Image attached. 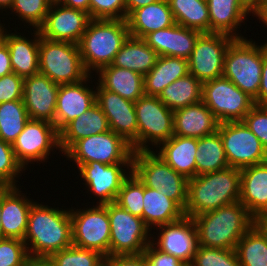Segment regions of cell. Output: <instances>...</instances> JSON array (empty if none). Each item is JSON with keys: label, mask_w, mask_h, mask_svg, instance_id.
<instances>
[{"label": "cell", "mask_w": 267, "mask_h": 266, "mask_svg": "<svg viewBox=\"0 0 267 266\" xmlns=\"http://www.w3.org/2000/svg\"><path fill=\"white\" fill-rule=\"evenodd\" d=\"M218 132L230 167L243 169L267 161V151L243 121L220 123Z\"/></svg>", "instance_id": "13"}, {"label": "cell", "mask_w": 267, "mask_h": 266, "mask_svg": "<svg viewBox=\"0 0 267 266\" xmlns=\"http://www.w3.org/2000/svg\"><path fill=\"white\" fill-rule=\"evenodd\" d=\"M107 211L111 229L109 257L144 253L153 235L144 220L115 202L107 204Z\"/></svg>", "instance_id": "8"}, {"label": "cell", "mask_w": 267, "mask_h": 266, "mask_svg": "<svg viewBox=\"0 0 267 266\" xmlns=\"http://www.w3.org/2000/svg\"><path fill=\"white\" fill-rule=\"evenodd\" d=\"M52 266H103L105 257L91 249L71 245L53 253L48 259Z\"/></svg>", "instance_id": "40"}, {"label": "cell", "mask_w": 267, "mask_h": 266, "mask_svg": "<svg viewBox=\"0 0 267 266\" xmlns=\"http://www.w3.org/2000/svg\"><path fill=\"white\" fill-rule=\"evenodd\" d=\"M26 266H52L47 259H31Z\"/></svg>", "instance_id": "57"}, {"label": "cell", "mask_w": 267, "mask_h": 266, "mask_svg": "<svg viewBox=\"0 0 267 266\" xmlns=\"http://www.w3.org/2000/svg\"><path fill=\"white\" fill-rule=\"evenodd\" d=\"M12 65L10 60V52L6 42L0 41V77L12 73Z\"/></svg>", "instance_id": "52"}, {"label": "cell", "mask_w": 267, "mask_h": 266, "mask_svg": "<svg viewBox=\"0 0 267 266\" xmlns=\"http://www.w3.org/2000/svg\"><path fill=\"white\" fill-rule=\"evenodd\" d=\"M23 171L25 169L16 159L12 145L0 139V183L5 187H17V179Z\"/></svg>", "instance_id": "44"}, {"label": "cell", "mask_w": 267, "mask_h": 266, "mask_svg": "<svg viewBox=\"0 0 267 266\" xmlns=\"http://www.w3.org/2000/svg\"><path fill=\"white\" fill-rule=\"evenodd\" d=\"M153 230H159L157 238H151V243L158 250L173 255L184 264H191L198 247V233L192 217L184 216L176 222L157 226Z\"/></svg>", "instance_id": "18"}, {"label": "cell", "mask_w": 267, "mask_h": 266, "mask_svg": "<svg viewBox=\"0 0 267 266\" xmlns=\"http://www.w3.org/2000/svg\"><path fill=\"white\" fill-rule=\"evenodd\" d=\"M17 187L2 189L1 226L3 238L24 240L30 208L34 200L29 199Z\"/></svg>", "instance_id": "22"}, {"label": "cell", "mask_w": 267, "mask_h": 266, "mask_svg": "<svg viewBox=\"0 0 267 266\" xmlns=\"http://www.w3.org/2000/svg\"><path fill=\"white\" fill-rule=\"evenodd\" d=\"M105 264L106 266H149L144 253L107 257Z\"/></svg>", "instance_id": "50"}, {"label": "cell", "mask_w": 267, "mask_h": 266, "mask_svg": "<svg viewBox=\"0 0 267 266\" xmlns=\"http://www.w3.org/2000/svg\"><path fill=\"white\" fill-rule=\"evenodd\" d=\"M23 241L31 259H48L53 253L70 247L73 244L70 209L52 208L35 201Z\"/></svg>", "instance_id": "1"}, {"label": "cell", "mask_w": 267, "mask_h": 266, "mask_svg": "<svg viewBox=\"0 0 267 266\" xmlns=\"http://www.w3.org/2000/svg\"><path fill=\"white\" fill-rule=\"evenodd\" d=\"M54 0H13L10 7L19 20L38 29L44 22Z\"/></svg>", "instance_id": "42"}, {"label": "cell", "mask_w": 267, "mask_h": 266, "mask_svg": "<svg viewBox=\"0 0 267 266\" xmlns=\"http://www.w3.org/2000/svg\"><path fill=\"white\" fill-rule=\"evenodd\" d=\"M242 121L267 151V106L255 105Z\"/></svg>", "instance_id": "47"}, {"label": "cell", "mask_w": 267, "mask_h": 266, "mask_svg": "<svg viewBox=\"0 0 267 266\" xmlns=\"http://www.w3.org/2000/svg\"><path fill=\"white\" fill-rule=\"evenodd\" d=\"M188 73V59L158 56L155 66L144 76V93L158 97L165 87Z\"/></svg>", "instance_id": "32"}, {"label": "cell", "mask_w": 267, "mask_h": 266, "mask_svg": "<svg viewBox=\"0 0 267 266\" xmlns=\"http://www.w3.org/2000/svg\"><path fill=\"white\" fill-rule=\"evenodd\" d=\"M158 0H125L126 19L136 9L155 3Z\"/></svg>", "instance_id": "54"}, {"label": "cell", "mask_w": 267, "mask_h": 266, "mask_svg": "<svg viewBox=\"0 0 267 266\" xmlns=\"http://www.w3.org/2000/svg\"><path fill=\"white\" fill-rule=\"evenodd\" d=\"M191 266H241L235 249L197 247Z\"/></svg>", "instance_id": "43"}, {"label": "cell", "mask_w": 267, "mask_h": 266, "mask_svg": "<svg viewBox=\"0 0 267 266\" xmlns=\"http://www.w3.org/2000/svg\"><path fill=\"white\" fill-rule=\"evenodd\" d=\"M234 39L222 33H201L188 58L189 73L202 84L223 76L225 53Z\"/></svg>", "instance_id": "15"}, {"label": "cell", "mask_w": 267, "mask_h": 266, "mask_svg": "<svg viewBox=\"0 0 267 266\" xmlns=\"http://www.w3.org/2000/svg\"><path fill=\"white\" fill-rule=\"evenodd\" d=\"M90 20L87 12L54 0L38 31L41 37L49 40L79 44Z\"/></svg>", "instance_id": "19"}, {"label": "cell", "mask_w": 267, "mask_h": 266, "mask_svg": "<svg viewBox=\"0 0 267 266\" xmlns=\"http://www.w3.org/2000/svg\"><path fill=\"white\" fill-rule=\"evenodd\" d=\"M73 245L109 257L110 222L107 204L82 209L70 208Z\"/></svg>", "instance_id": "12"}, {"label": "cell", "mask_w": 267, "mask_h": 266, "mask_svg": "<svg viewBox=\"0 0 267 266\" xmlns=\"http://www.w3.org/2000/svg\"><path fill=\"white\" fill-rule=\"evenodd\" d=\"M130 36L144 38L154 31L169 28L175 24L172 11L167 0L134 10L126 19Z\"/></svg>", "instance_id": "27"}, {"label": "cell", "mask_w": 267, "mask_h": 266, "mask_svg": "<svg viewBox=\"0 0 267 266\" xmlns=\"http://www.w3.org/2000/svg\"><path fill=\"white\" fill-rule=\"evenodd\" d=\"M133 149L123 137L109 130L74 142L64 153L67 160L74 161L76 168L88 162L106 165L132 163Z\"/></svg>", "instance_id": "9"}, {"label": "cell", "mask_w": 267, "mask_h": 266, "mask_svg": "<svg viewBox=\"0 0 267 266\" xmlns=\"http://www.w3.org/2000/svg\"><path fill=\"white\" fill-rule=\"evenodd\" d=\"M158 97L170 110L187 107L202 101V83L188 73L165 87Z\"/></svg>", "instance_id": "35"}, {"label": "cell", "mask_w": 267, "mask_h": 266, "mask_svg": "<svg viewBox=\"0 0 267 266\" xmlns=\"http://www.w3.org/2000/svg\"><path fill=\"white\" fill-rule=\"evenodd\" d=\"M134 106L138 124L137 151H153V146L157 148L174 135V112L159 97L144 95Z\"/></svg>", "instance_id": "10"}, {"label": "cell", "mask_w": 267, "mask_h": 266, "mask_svg": "<svg viewBox=\"0 0 267 266\" xmlns=\"http://www.w3.org/2000/svg\"><path fill=\"white\" fill-rule=\"evenodd\" d=\"M196 176L229 167L219 132L197 139Z\"/></svg>", "instance_id": "37"}, {"label": "cell", "mask_w": 267, "mask_h": 266, "mask_svg": "<svg viewBox=\"0 0 267 266\" xmlns=\"http://www.w3.org/2000/svg\"><path fill=\"white\" fill-rule=\"evenodd\" d=\"M209 17L210 33H222L234 38H245L238 31L247 16H251L238 0H206ZM244 21V22H243Z\"/></svg>", "instance_id": "30"}, {"label": "cell", "mask_w": 267, "mask_h": 266, "mask_svg": "<svg viewBox=\"0 0 267 266\" xmlns=\"http://www.w3.org/2000/svg\"><path fill=\"white\" fill-rule=\"evenodd\" d=\"M95 75H98L97 81L104 89L117 93L129 101L135 102L145 95L144 76L140 73L108 65Z\"/></svg>", "instance_id": "31"}, {"label": "cell", "mask_w": 267, "mask_h": 266, "mask_svg": "<svg viewBox=\"0 0 267 266\" xmlns=\"http://www.w3.org/2000/svg\"><path fill=\"white\" fill-rule=\"evenodd\" d=\"M1 210H2V190L0 191V218H1ZM3 238L1 219H0V239Z\"/></svg>", "instance_id": "60"}, {"label": "cell", "mask_w": 267, "mask_h": 266, "mask_svg": "<svg viewBox=\"0 0 267 266\" xmlns=\"http://www.w3.org/2000/svg\"><path fill=\"white\" fill-rule=\"evenodd\" d=\"M253 226L262 234L267 241V214H262L253 219Z\"/></svg>", "instance_id": "56"}, {"label": "cell", "mask_w": 267, "mask_h": 266, "mask_svg": "<svg viewBox=\"0 0 267 266\" xmlns=\"http://www.w3.org/2000/svg\"><path fill=\"white\" fill-rule=\"evenodd\" d=\"M253 217L239 201L193 217L198 245L235 249L237 242L253 226Z\"/></svg>", "instance_id": "3"}, {"label": "cell", "mask_w": 267, "mask_h": 266, "mask_svg": "<svg viewBox=\"0 0 267 266\" xmlns=\"http://www.w3.org/2000/svg\"><path fill=\"white\" fill-rule=\"evenodd\" d=\"M239 202L255 218L267 214V161L240 169Z\"/></svg>", "instance_id": "26"}, {"label": "cell", "mask_w": 267, "mask_h": 266, "mask_svg": "<svg viewBox=\"0 0 267 266\" xmlns=\"http://www.w3.org/2000/svg\"><path fill=\"white\" fill-rule=\"evenodd\" d=\"M55 1L59 2L60 4L66 7L82 10L89 14L90 0H55Z\"/></svg>", "instance_id": "53"}, {"label": "cell", "mask_w": 267, "mask_h": 266, "mask_svg": "<svg viewBox=\"0 0 267 266\" xmlns=\"http://www.w3.org/2000/svg\"><path fill=\"white\" fill-rule=\"evenodd\" d=\"M29 121L23 100L0 103V139L13 144Z\"/></svg>", "instance_id": "38"}, {"label": "cell", "mask_w": 267, "mask_h": 266, "mask_svg": "<svg viewBox=\"0 0 267 266\" xmlns=\"http://www.w3.org/2000/svg\"><path fill=\"white\" fill-rule=\"evenodd\" d=\"M245 38H235L224 57L223 76L254 99L258 105V92L263 66V43Z\"/></svg>", "instance_id": "5"}, {"label": "cell", "mask_w": 267, "mask_h": 266, "mask_svg": "<svg viewBox=\"0 0 267 266\" xmlns=\"http://www.w3.org/2000/svg\"><path fill=\"white\" fill-rule=\"evenodd\" d=\"M127 168V169H124ZM88 194L97 197L99 205L115 202L123 181L132 172V163L106 165L100 162H88L77 168ZM130 170V171H129Z\"/></svg>", "instance_id": "16"}, {"label": "cell", "mask_w": 267, "mask_h": 266, "mask_svg": "<svg viewBox=\"0 0 267 266\" xmlns=\"http://www.w3.org/2000/svg\"><path fill=\"white\" fill-rule=\"evenodd\" d=\"M132 172L148 188L174 200L183 210L187 203L188 179L177 173L155 151H135Z\"/></svg>", "instance_id": "6"}, {"label": "cell", "mask_w": 267, "mask_h": 266, "mask_svg": "<svg viewBox=\"0 0 267 266\" xmlns=\"http://www.w3.org/2000/svg\"><path fill=\"white\" fill-rule=\"evenodd\" d=\"M39 73L59 85L78 83L90 75L83 65L78 44L53 41L41 36Z\"/></svg>", "instance_id": "7"}, {"label": "cell", "mask_w": 267, "mask_h": 266, "mask_svg": "<svg viewBox=\"0 0 267 266\" xmlns=\"http://www.w3.org/2000/svg\"><path fill=\"white\" fill-rule=\"evenodd\" d=\"M30 260L23 240L16 238L0 239V266H26Z\"/></svg>", "instance_id": "45"}, {"label": "cell", "mask_w": 267, "mask_h": 266, "mask_svg": "<svg viewBox=\"0 0 267 266\" xmlns=\"http://www.w3.org/2000/svg\"><path fill=\"white\" fill-rule=\"evenodd\" d=\"M235 251L241 266H267V241L254 226L237 242Z\"/></svg>", "instance_id": "39"}, {"label": "cell", "mask_w": 267, "mask_h": 266, "mask_svg": "<svg viewBox=\"0 0 267 266\" xmlns=\"http://www.w3.org/2000/svg\"><path fill=\"white\" fill-rule=\"evenodd\" d=\"M173 112L176 136L199 139L218 131V119L202 101Z\"/></svg>", "instance_id": "25"}, {"label": "cell", "mask_w": 267, "mask_h": 266, "mask_svg": "<svg viewBox=\"0 0 267 266\" xmlns=\"http://www.w3.org/2000/svg\"><path fill=\"white\" fill-rule=\"evenodd\" d=\"M175 23L210 33V17L206 0H167Z\"/></svg>", "instance_id": "36"}, {"label": "cell", "mask_w": 267, "mask_h": 266, "mask_svg": "<svg viewBox=\"0 0 267 266\" xmlns=\"http://www.w3.org/2000/svg\"><path fill=\"white\" fill-rule=\"evenodd\" d=\"M96 101L109 124L111 131L123 137L133 151H137L138 124L134 103L117 93L104 89L96 82Z\"/></svg>", "instance_id": "17"}, {"label": "cell", "mask_w": 267, "mask_h": 266, "mask_svg": "<svg viewBox=\"0 0 267 266\" xmlns=\"http://www.w3.org/2000/svg\"><path fill=\"white\" fill-rule=\"evenodd\" d=\"M5 28L3 40L6 42L10 52L12 71L20 77L26 78L39 73V44L40 33L34 29V39L25 37L22 33H11ZM22 35V36H21Z\"/></svg>", "instance_id": "24"}, {"label": "cell", "mask_w": 267, "mask_h": 266, "mask_svg": "<svg viewBox=\"0 0 267 266\" xmlns=\"http://www.w3.org/2000/svg\"><path fill=\"white\" fill-rule=\"evenodd\" d=\"M24 78L14 72L0 77V103L22 100Z\"/></svg>", "instance_id": "48"}, {"label": "cell", "mask_w": 267, "mask_h": 266, "mask_svg": "<svg viewBox=\"0 0 267 266\" xmlns=\"http://www.w3.org/2000/svg\"><path fill=\"white\" fill-rule=\"evenodd\" d=\"M92 76L78 83L60 84L55 109V127L58 132L95 104L96 89L88 86Z\"/></svg>", "instance_id": "21"}, {"label": "cell", "mask_w": 267, "mask_h": 266, "mask_svg": "<svg viewBox=\"0 0 267 266\" xmlns=\"http://www.w3.org/2000/svg\"><path fill=\"white\" fill-rule=\"evenodd\" d=\"M143 203L142 219L151 230L163 224L176 222L185 216L184 210L174 200L153 188L144 186Z\"/></svg>", "instance_id": "33"}, {"label": "cell", "mask_w": 267, "mask_h": 266, "mask_svg": "<svg viewBox=\"0 0 267 266\" xmlns=\"http://www.w3.org/2000/svg\"><path fill=\"white\" fill-rule=\"evenodd\" d=\"M241 6L252 16H255L260 10L263 0H238Z\"/></svg>", "instance_id": "55"}, {"label": "cell", "mask_w": 267, "mask_h": 266, "mask_svg": "<svg viewBox=\"0 0 267 266\" xmlns=\"http://www.w3.org/2000/svg\"><path fill=\"white\" fill-rule=\"evenodd\" d=\"M5 186H3L1 183H0V191L4 188Z\"/></svg>", "instance_id": "63"}, {"label": "cell", "mask_w": 267, "mask_h": 266, "mask_svg": "<svg viewBox=\"0 0 267 266\" xmlns=\"http://www.w3.org/2000/svg\"><path fill=\"white\" fill-rule=\"evenodd\" d=\"M255 17L257 20L261 21L265 26H267V9H261ZM267 46V41L264 43Z\"/></svg>", "instance_id": "58"}, {"label": "cell", "mask_w": 267, "mask_h": 266, "mask_svg": "<svg viewBox=\"0 0 267 266\" xmlns=\"http://www.w3.org/2000/svg\"><path fill=\"white\" fill-rule=\"evenodd\" d=\"M12 3L13 0H0V11L2 10V12L3 11L7 12L6 10L10 9Z\"/></svg>", "instance_id": "59"}, {"label": "cell", "mask_w": 267, "mask_h": 266, "mask_svg": "<svg viewBox=\"0 0 267 266\" xmlns=\"http://www.w3.org/2000/svg\"><path fill=\"white\" fill-rule=\"evenodd\" d=\"M91 19L126 20L125 0H90Z\"/></svg>", "instance_id": "46"}, {"label": "cell", "mask_w": 267, "mask_h": 266, "mask_svg": "<svg viewBox=\"0 0 267 266\" xmlns=\"http://www.w3.org/2000/svg\"><path fill=\"white\" fill-rule=\"evenodd\" d=\"M129 36L126 20L91 19L78 44L86 71L91 75L111 65Z\"/></svg>", "instance_id": "4"}, {"label": "cell", "mask_w": 267, "mask_h": 266, "mask_svg": "<svg viewBox=\"0 0 267 266\" xmlns=\"http://www.w3.org/2000/svg\"><path fill=\"white\" fill-rule=\"evenodd\" d=\"M200 31L189 29L175 23L169 28L147 34L143 40L158 56L181 57L188 59L192 54Z\"/></svg>", "instance_id": "23"}, {"label": "cell", "mask_w": 267, "mask_h": 266, "mask_svg": "<svg viewBox=\"0 0 267 266\" xmlns=\"http://www.w3.org/2000/svg\"><path fill=\"white\" fill-rule=\"evenodd\" d=\"M261 9H267V0H263Z\"/></svg>", "instance_id": "62"}, {"label": "cell", "mask_w": 267, "mask_h": 266, "mask_svg": "<svg viewBox=\"0 0 267 266\" xmlns=\"http://www.w3.org/2000/svg\"><path fill=\"white\" fill-rule=\"evenodd\" d=\"M156 149L155 153L177 173L182 174L187 179L196 176V138L173 135Z\"/></svg>", "instance_id": "28"}, {"label": "cell", "mask_w": 267, "mask_h": 266, "mask_svg": "<svg viewBox=\"0 0 267 266\" xmlns=\"http://www.w3.org/2000/svg\"><path fill=\"white\" fill-rule=\"evenodd\" d=\"M5 24L3 25L1 23V20H0V41L3 39V32H4V29H5Z\"/></svg>", "instance_id": "61"}, {"label": "cell", "mask_w": 267, "mask_h": 266, "mask_svg": "<svg viewBox=\"0 0 267 266\" xmlns=\"http://www.w3.org/2000/svg\"><path fill=\"white\" fill-rule=\"evenodd\" d=\"M157 58L158 54L142 38L129 36L111 65L145 76L155 66Z\"/></svg>", "instance_id": "34"}, {"label": "cell", "mask_w": 267, "mask_h": 266, "mask_svg": "<svg viewBox=\"0 0 267 266\" xmlns=\"http://www.w3.org/2000/svg\"><path fill=\"white\" fill-rule=\"evenodd\" d=\"M59 86L41 73L24 78L22 100L29 119L48 121L55 126Z\"/></svg>", "instance_id": "20"}, {"label": "cell", "mask_w": 267, "mask_h": 266, "mask_svg": "<svg viewBox=\"0 0 267 266\" xmlns=\"http://www.w3.org/2000/svg\"><path fill=\"white\" fill-rule=\"evenodd\" d=\"M240 169H225L188 179L185 216L194 217L240 200Z\"/></svg>", "instance_id": "2"}, {"label": "cell", "mask_w": 267, "mask_h": 266, "mask_svg": "<svg viewBox=\"0 0 267 266\" xmlns=\"http://www.w3.org/2000/svg\"><path fill=\"white\" fill-rule=\"evenodd\" d=\"M149 266H184L185 264L173 255L158 250L150 243L144 251Z\"/></svg>", "instance_id": "49"}, {"label": "cell", "mask_w": 267, "mask_h": 266, "mask_svg": "<svg viewBox=\"0 0 267 266\" xmlns=\"http://www.w3.org/2000/svg\"><path fill=\"white\" fill-rule=\"evenodd\" d=\"M144 184L131 172L123 181L115 203L132 215L142 218Z\"/></svg>", "instance_id": "41"}, {"label": "cell", "mask_w": 267, "mask_h": 266, "mask_svg": "<svg viewBox=\"0 0 267 266\" xmlns=\"http://www.w3.org/2000/svg\"><path fill=\"white\" fill-rule=\"evenodd\" d=\"M258 105L267 106V46L263 44V66L258 92Z\"/></svg>", "instance_id": "51"}, {"label": "cell", "mask_w": 267, "mask_h": 266, "mask_svg": "<svg viewBox=\"0 0 267 266\" xmlns=\"http://www.w3.org/2000/svg\"><path fill=\"white\" fill-rule=\"evenodd\" d=\"M107 117L95 103L85 113L68 123L59 132V145L64 153L74 142L109 131Z\"/></svg>", "instance_id": "29"}, {"label": "cell", "mask_w": 267, "mask_h": 266, "mask_svg": "<svg viewBox=\"0 0 267 266\" xmlns=\"http://www.w3.org/2000/svg\"><path fill=\"white\" fill-rule=\"evenodd\" d=\"M202 102L219 123L242 121L256 105L253 98L224 76L202 84Z\"/></svg>", "instance_id": "11"}, {"label": "cell", "mask_w": 267, "mask_h": 266, "mask_svg": "<svg viewBox=\"0 0 267 266\" xmlns=\"http://www.w3.org/2000/svg\"><path fill=\"white\" fill-rule=\"evenodd\" d=\"M12 148L16 159L26 170L29 163L47 162L54 148L60 153L59 132L48 121L29 119Z\"/></svg>", "instance_id": "14"}]
</instances>
